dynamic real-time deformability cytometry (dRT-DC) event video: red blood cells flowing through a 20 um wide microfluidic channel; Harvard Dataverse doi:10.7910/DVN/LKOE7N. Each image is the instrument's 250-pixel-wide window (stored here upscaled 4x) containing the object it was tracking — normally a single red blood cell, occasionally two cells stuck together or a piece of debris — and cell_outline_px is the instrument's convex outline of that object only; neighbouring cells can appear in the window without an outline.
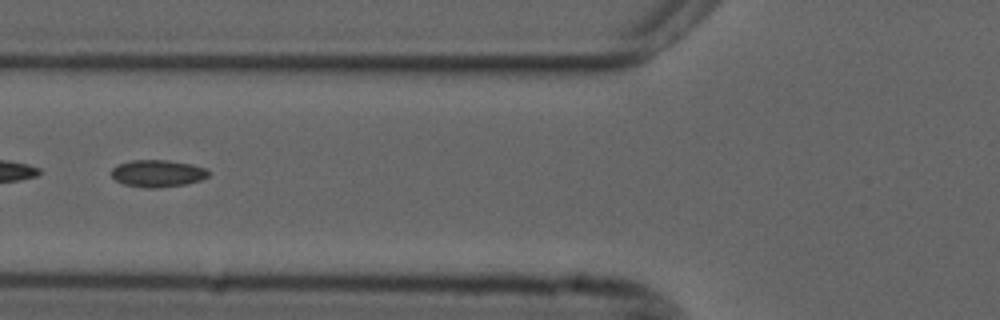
{"species": "common noctule bat (a hibernating species)", "species_latin": "Nyctalus noctula", "temperature_condition": "cold", "stored_images_in_passage": 54, "segment_of_instrument_passage": [2, 2], "camera_frame_rate_fps": 3000, "um_per_image_px": 0.085, "animal": {"sex": "male", "forearm_length_mm": 52.5}, "frame": {"image": 1, "passage_image": 21, "time_ms": 6.667, "image_size_px": [1000, 320], "cell_outline_px": [[208, 176], [200, 180], [184, 184], [156, 188], [148, 188], [124, 184], [116, 180], [112, 176], [112, 168], [116, 164], [132, 160], [168, 160], [192, 164], [204, 168], [208, 172]], "centroid_in_image_um": [13.36, 14.73], "position_along_channel_um": 112.4, "area_um2": 15.2}}
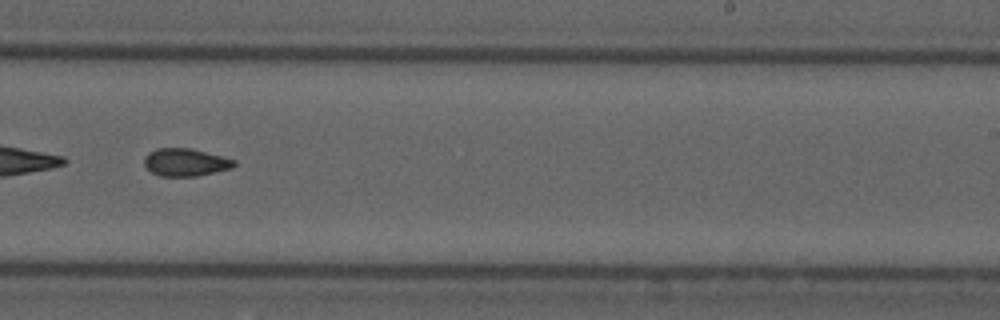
{"frame": {"image": 2, "passage_image": 34, "time_ms": 11.0, "image_size_px": [1000, 320], "cell_outline_px": [[236, 164], [232, 168], [196, 176], [160, 176], [152, 172], [144, 164], [144, 160], [156, 148], [192, 148], [236, 160]], "centroid_in_image_um": [15.8, 13.79], "position_along_channel_um": 273.2, "area_um2": 14.28}}